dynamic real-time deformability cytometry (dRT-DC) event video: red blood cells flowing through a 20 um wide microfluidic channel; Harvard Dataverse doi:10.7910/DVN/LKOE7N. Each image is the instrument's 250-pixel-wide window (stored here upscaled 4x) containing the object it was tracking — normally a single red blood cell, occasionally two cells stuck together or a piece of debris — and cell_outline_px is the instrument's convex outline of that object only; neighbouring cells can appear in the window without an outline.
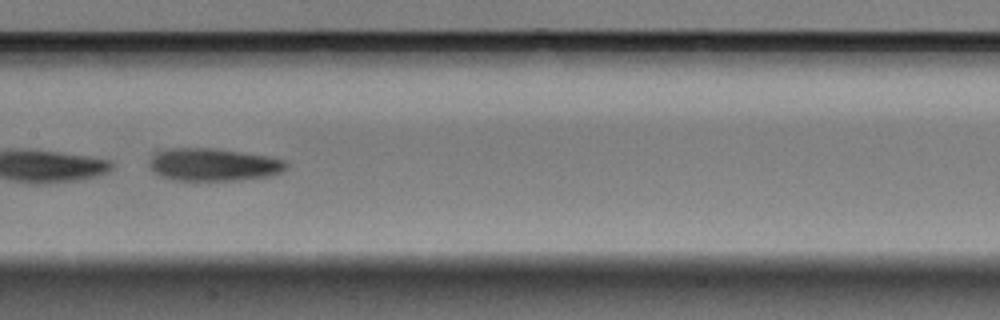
{"species": "Egyptian fruit bat (a non-hibernating species)", "species_latin": "Rousettus aegyptiacus", "temperature_condition": "warm", "stored_images_in_passage": 9, "camera_frame_rate_fps": 3000, "um_per_image_px": 0.085, "animal": {"sex": "male"}, "frame": {"image": 1, "passage_image": 7, "time_ms": 2.0, "image_size_px": [1000, 320], "cell_outline_px": [[288, 168], [280, 172], [268, 176], [236, 180], [172, 180], [160, 176], [148, 164], [152, 156], [168, 148], [212, 148], [272, 156], [284, 160], [288, 164]], "centroid_in_image_um": [18.18, 13.99], "position_along_channel_um": 189.2, "area_um2": 25.95}}
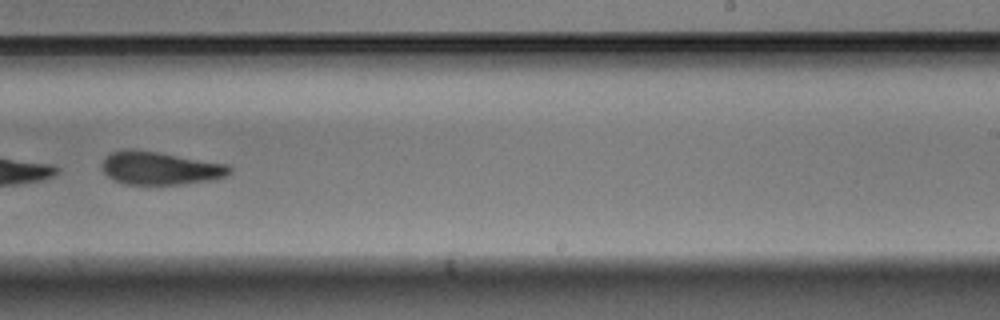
{"frame": {"image": 2, "passage_image": 9, "time_ms": 2.667, "image_size_px": [1000, 320], "cell_outline_px": [[232, 172], [216, 180], [184, 184], [124, 184], [108, 176], [100, 168], [100, 164], [104, 156], [112, 152], [124, 148], [132, 148], [228, 164], [232, 168]], "centroid_in_image_um": [13.58, 14.29], "position_along_channel_um": 275.4, "area_um2": 24.85}}